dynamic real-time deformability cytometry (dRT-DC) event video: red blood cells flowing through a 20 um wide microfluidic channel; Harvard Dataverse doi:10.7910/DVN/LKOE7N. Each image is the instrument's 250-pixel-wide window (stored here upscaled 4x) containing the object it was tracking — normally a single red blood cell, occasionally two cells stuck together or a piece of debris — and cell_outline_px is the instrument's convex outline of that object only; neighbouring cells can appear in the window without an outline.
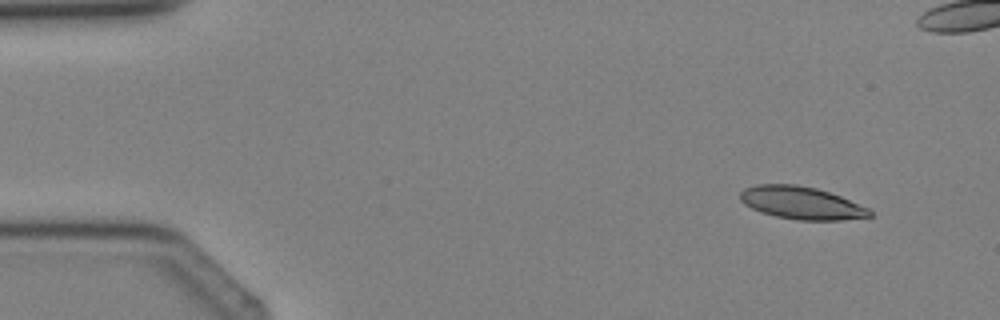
{"species": "Egyptian fruit bat (a non-hibernating species)", "species_latin": "Rousettus aegyptiacus", "temperature_condition": "cold", "stored_images_in_passage": 4, "camera_frame_rate_fps": 3000, "um_per_image_px": 0.085, "animal": {"sex": "female"}, "frame": {"image": 1, "passage_image": 2, "time_ms": 1.0, "image_size_px": [1000, 320], "cell_outline_px": [[872, 216], [840, 220], [796, 220], [776, 216], [760, 212], [744, 204], [740, 200], [740, 192], [744, 188], [756, 184], [796, 184], [816, 188], [840, 196], [868, 208], [872, 212]], "centroid_in_image_um": [68.08, 17.24], "position_along_channel_um": 16.9, "area_um2": 24.57}}